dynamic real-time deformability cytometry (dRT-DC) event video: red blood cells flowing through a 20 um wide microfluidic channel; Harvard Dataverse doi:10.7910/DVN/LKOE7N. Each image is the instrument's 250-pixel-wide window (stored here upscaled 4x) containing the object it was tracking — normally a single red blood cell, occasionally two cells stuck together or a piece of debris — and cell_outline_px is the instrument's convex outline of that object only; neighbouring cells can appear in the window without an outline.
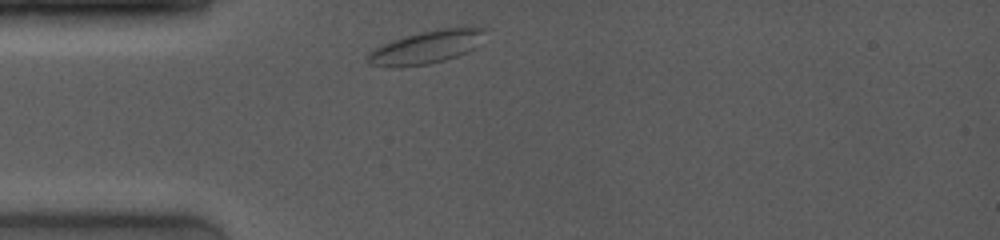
{"species": "common noctule bat (a hibernating species)", "species_latin": "Nyctalus noctula", "temperature_condition": "room temperature", "stored_images_in_passage": 4, "camera_frame_rate_fps": 4000, "um_per_image_px": 0.085, "animal": {"sex": "female", "body_mass_g": 19.0, "forearm_length_mm": 53.3}, "frame": {"image": 1, "passage_image": 1, "time_ms": 0.0, "image_size_px": [1000, 240], "cell_outline_px": [[484, 28], [476, 48], [468, 52], [444, 60], [428, 64], [400, 68], [384, 68], [368, 64], [364, 60], [376, 48], [392, 40], [420, 32], [444, 28]], "centroid_in_image_um": [36.14, 4.06], "position_along_channel_um": 48.9, "area_um2": 22.25}}